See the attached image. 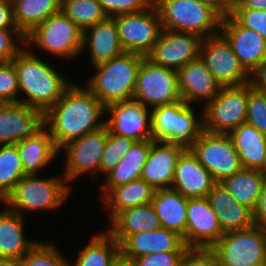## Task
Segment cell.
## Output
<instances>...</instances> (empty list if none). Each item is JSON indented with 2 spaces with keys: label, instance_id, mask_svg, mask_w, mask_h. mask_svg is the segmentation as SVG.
<instances>
[{
  "label": "cell",
  "instance_id": "obj_1",
  "mask_svg": "<svg viewBox=\"0 0 266 266\" xmlns=\"http://www.w3.org/2000/svg\"><path fill=\"white\" fill-rule=\"evenodd\" d=\"M106 107L85 86L70 84L45 113V126L58 150L65 144L105 126Z\"/></svg>",
  "mask_w": 266,
  "mask_h": 266
},
{
  "label": "cell",
  "instance_id": "obj_29",
  "mask_svg": "<svg viewBox=\"0 0 266 266\" xmlns=\"http://www.w3.org/2000/svg\"><path fill=\"white\" fill-rule=\"evenodd\" d=\"M155 191L141 178L113 187L101 199L109 210V222L125 209L151 204Z\"/></svg>",
  "mask_w": 266,
  "mask_h": 266
},
{
  "label": "cell",
  "instance_id": "obj_49",
  "mask_svg": "<svg viewBox=\"0 0 266 266\" xmlns=\"http://www.w3.org/2000/svg\"><path fill=\"white\" fill-rule=\"evenodd\" d=\"M249 83L253 89L266 93V60L250 74Z\"/></svg>",
  "mask_w": 266,
  "mask_h": 266
},
{
  "label": "cell",
  "instance_id": "obj_27",
  "mask_svg": "<svg viewBox=\"0 0 266 266\" xmlns=\"http://www.w3.org/2000/svg\"><path fill=\"white\" fill-rule=\"evenodd\" d=\"M153 139L135 141L119 163L105 175L104 184L100 187L102 199L113 187L139 179L146 163Z\"/></svg>",
  "mask_w": 266,
  "mask_h": 266
},
{
  "label": "cell",
  "instance_id": "obj_23",
  "mask_svg": "<svg viewBox=\"0 0 266 266\" xmlns=\"http://www.w3.org/2000/svg\"><path fill=\"white\" fill-rule=\"evenodd\" d=\"M177 76L181 99L188 104L200 103L201 101L206 104L221 89V85L215 80L200 57L179 69Z\"/></svg>",
  "mask_w": 266,
  "mask_h": 266
},
{
  "label": "cell",
  "instance_id": "obj_19",
  "mask_svg": "<svg viewBox=\"0 0 266 266\" xmlns=\"http://www.w3.org/2000/svg\"><path fill=\"white\" fill-rule=\"evenodd\" d=\"M223 235L207 197L188 198L185 244L188 248H211Z\"/></svg>",
  "mask_w": 266,
  "mask_h": 266
},
{
  "label": "cell",
  "instance_id": "obj_46",
  "mask_svg": "<svg viewBox=\"0 0 266 266\" xmlns=\"http://www.w3.org/2000/svg\"><path fill=\"white\" fill-rule=\"evenodd\" d=\"M121 156L115 150H109V131L107 128V143L101 157L99 173L104 176L119 163Z\"/></svg>",
  "mask_w": 266,
  "mask_h": 266
},
{
  "label": "cell",
  "instance_id": "obj_51",
  "mask_svg": "<svg viewBox=\"0 0 266 266\" xmlns=\"http://www.w3.org/2000/svg\"><path fill=\"white\" fill-rule=\"evenodd\" d=\"M201 1L212 6L223 17L231 15L234 5L237 2V0H201Z\"/></svg>",
  "mask_w": 266,
  "mask_h": 266
},
{
  "label": "cell",
  "instance_id": "obj_10",
  "mask_svg": "<svg viewBox=\"0 0 266 266\" xmlns=\"http://www.w3.org/2000/svg\"><path fill=\"white\" fill-rule=\"evenodd\" d=\"M133 99L151 109L182 100L177 71L157 65L144 57L139 68Z\"/></svg>",
  "mask_w": 266,
  "mask_h": 266
},
{
  "label": "cell",
  "instance_id": "obj_35",
  "mask_svg": "<svg viewBox=\"0 0 266 266\" xmlns=\"http://www.w3.org/2000/svg\"><path fill=\"white\" fill-rule=\"evenodd\" d=\"M264 175L259 170L242 168L221 183L240 203L254 210L262 189Z\"/></svg>",
  "mask_w": 266,
  "mask_h": 266
},
{
  "label": "cell",
  "instance_id": "obj_4",
  "mask_svg": "<svg viewBox=\"0 0 266 266\" xmlns=\"http://www.w3.org/2000/svg\"><path fill=\"white\" fill-rule=\"evenodd\" d=\"M40 174L24 175L2 201L15 213L58 210L71 194V184L64 176L40 178Z\"/></svg>",
  "mask_w": 266,
  "mask_h": 266
},
{
  "label": "cell",
  "instance_id": "obj_42",
  "mask_svg": "<svg viewBox=\"0 0 266 266\" xmlns=\"http://www.w3.org/2000/svg\"><path fill=\"white\" fill-rule=\"evenodd\" d=\"M231 16L241 26L256 31L266 40V10L233 8Z\"/></svg>",
  "mask_w": 266,
  "mask_h": 266
},
{
  "label": "cell",
  "instance_id": "obj_44",
  "mask_svg": "<svg viewBox=\"0 0 266 266\" xmlns=\"http://www.w3.org/2000/svg\"><path fill=\"white\" fill-rule=\"evenodd\" d=\"M108 17L135 13L149 7L147 0H98Z\"/></svg>",
  "mask_w": 266,
  "mask_h": 266
},
{
  "label": "cell",
  "instance_id": "obj_40",
  "mask_svg": "<svg viewBox=\"0 0 266 266\" xmlns=\"http://www.w3.org/2000/svg\"><path fill=\"white\" fill-rule=\"evenodd\" d=\"M17 72L13 63L0 62V103L20 102Z\"/></svg>",
  "mask_w": 266,
  "mask_h": 266
},
{
  "label": "cell",
  "instance_id": "obj_31",
  "mask_svg": "<svg viewBox=\"0 0 266 266\" xmlns=\"http://www.w3.org/2000/svg\"><path fill=\"white\" fill-rule=\"evenodd\" d=\"M23 171L26 175L39 174L40 169L59 155L52 136L45 128L37 136L16 143Z\"/></svg>",
  "mask_w": 266,
  "mask_h": 266
},
{
  "label": "cell",
  "instance_id": "obj_26",
  "mask_svg": "<svg viewBox=\"0 0 266 266\" xmlns=\"http://www.w3.org/2000/svg\"><path fill=\"white\" fill-rule=\"evenodd\" d=\"M110 222L107 232L120 245L132 234L152 231L161 227L159 217L152 204L125 209Z\"/></svg>",
  "mask_w": 266,
  "mask_h": 266
},
{
  "label": "cell",
  "instance_id": "obj_13",
  "mask_svg": "<svg viewBox=\"0 0 266 266\" xmlns=\"http://www.w3.org/2000/svg\"><path fill=\"white\" fill-rule=\"evenodd\" d=\"M107 143L106 125L75 139L59 149L65 151L63 176L66 182L83 174L99 173L100 161Z\"/></svg>",
  "mask_w": 266,
  "mask_h": 266
},
{
  "label": "cell",
  "instance_id": "obj_16",
  "mask_svg": "<svg viewBox=\"0 0 266 266\" xmlns=\"http://www.w3.org/2000/svg\"><path fill=\"white\" fill-rule=\"evenodd\" d=\"M202 40L195 34L162 29L158 41L146 57L157 65L178 71L200 57Z\"/></svg>",
  "mask_w": 266,
  "mask_h": 266
},
{
  "label": "cell",
  "instance_id": "obj_25",
  "mask_svg": "<svg viewBox=\"0 0 266 266\" xmlns=\"http://www.w3.org/2000/svg\"><path fill=\"white\" fill-rule=\"evenodd\" d=\"M85 50L89 51V60L94 67L125 52L113 17H107L83 31L82 52Z\"/></svg>",
  "mask_w": 266,
  "mask_h": 266
},
{
  "label": "cell",
  "instance_id": "obj_43",
  "mask_svg": "<svg viewBox=\"0 0 266 266\" xmlns=\"http://www.w3.org/2000/svg\"><path fill=\"white\" fill-rule=\"evenodd\" d=\"M185 252H159L134 258L127 266H179Z\"/></svg>",
  "mask_w": 266,
  "mask_h": 266
},
{
  "label": "cell",
  "instance_id": "obj_32",
  "mask_svg": "<svg viewBox=\"0 0 266 266\" xmlns=\"http://www.w3.org/2000/svg\"><path fill=\"white\" fill-rule=\"evenodd\" d=\"M229 135L233 140L243 168L259 170L266 149V134L245 122Z\"/></svg>",
  "mask_w": 266,
  "mask_h": 266
},
{
  "label": "cell",
  "instance_id": "obj_18",
  "mask_svg": "<svg viewBox=\"0 0 266 266\" xmlns=\"http://www.w3.org/2000/svg\"><path fill=\"white\" fill-rule=\"evenodd\" d=\"M220 34L249 74L266 60V40L256 31L241 26L231 15L222 18Z\"/></svg>",
  "mask_w": 266,
  "mask_h": 266
},
{
  "label": "cell",
  "instance_id": "obj_28",
  "mask_svg": "<svg viewBox=\"0 0 266 266\" xmlns=\"http://www.w3.org/2000/svg\"><path fill=\"white\" fill-rule=\"evenodd\" d=\"M151 204L161 227L178 233L185 243L188 198L172 188L158 189Z\"/></svg>",
  "mask_w": 266,
  "mask_h": 266
},
{
  "label": "cell",
  "instance_id": "obj_5",
  "mask_svg": "<svg viewBox=\"0 0 266 266\" xmlns=\"http://www.w3.org/2000/svg\"><path fill=\"white\" fill-rule=\"evenodd\" d=\"M162 29L207 38L220 34L223 16L201 0H165L156 7Z\"/></svg>",
  "mask_w": 266,
  "mask_h": 266
},
{
  "label": "cell",
  "instance_id": "obj_15",
  "mask_svg": "<svg viewBox=\"0 0 266 266\" xmlns=\"http://www.w3.org/2000/svg\"><path fill=\"white\" fill-rule=\"evenodd\" d=\"M139 101L130 99L109 104L106 107L105 125L108 131L134 141L153 139L151 111Z\"/></svg>",
  "mask_w": 266,
  "mask_h": 266
},
{
  "label": "cell",
  "instance_id": "obj_3",
  "mask_svg": "<svg viewBox=\"0 0 266 266\" xmlns=\"http://www.w3.org/2000/svg\"><path fill=\"white\" fill-rule=\"evenodd\" d=\"M145 56L137 53L123 54L95 66V74L86 82V87L100 102L109 104L133 99L140 65Z\"/></svg>",
  "mask_w": 266,
  "mask_h": 266
},
{
  "label": "cell",
  "instance_id": "obj_50",
  "mask_svg": "<svg viewBox=\"0 0 266 266\" xmlns=\"http://www.w3.org/2000/svg\"><path fill=\"white\" fill-rule=\"evenodd\" d=\"M17 28L13 19L11 0H0V29Z\"/></svg>",
  "mask_w": 266,
  "mask_h": 266
},
{
  "label": "cell",
  "instance_id": "obj_8",
  "mask_svg": "<svg viewBox=\"0 0 266 266\" xmlns=\"http://www.w3.org/2000/svg\"><path fill=\"white\" fill-rule=\"evenodd\" d=\"M211 249L219 266H266V228L254 225L225 233Z\"/></svg>",
  "mask_w": 266,
  "mask_h": 266
},
{
  "label": "cell",
  "instance_id": "obj_9",
  "mask_svg": "<svg viewBox=\"0 0 266 266\" xmlns=\"http://www.w3.org/2000/svg\"><path fill=\"white\" fill-rule=\"evenodd\" d=\"M248 83L221 87L219 93L203 105V130L216 134H230L246 122Z\"/></svg>",
  "mask_w": 266,
  "mask_h": 266
},
{
  "label": "cell",
  "instance_id": "obj_45",
  "mask_svg": "<svg viewBox=\"0 0 266 266\" xmlns=\"http://www.w3.org/2000/svg\"><path fill=\"white\" fill-rule=\"evenodd\" d=\"M179 266H219V260L211 248H188Z\"/></svg>",
  "mask_w": 266,
  "mask_h": 266
},
{
  "label": "cell",
  "instance_id": "obj_52",
  "mask_svg": "<svg viewBox=\"0 0 266 266\" xmlns=\"http://www.w3.org/2000/svg\"><path fill=\"white\" fill-rule=\"evenodd\" d=\"M234 8H251L255 10H266V0H237Z\"/></svg>",
  "mask_w": 266,
  "mask_h": 266
},
{
  "label": "cell",
  "instance_id": "obj_20",
  "mask_svg": "<svg viewBox=\"0 0 266 266\" xmlns=\"http://www.w3.org/2000/svg\"><path fill=\"white\" fill-rule=\"evenodd\" d=\"M183 237L178 233L159 227L152 231L130 235L121 245V264L127 266L134 258L159 252H186Z\"/></svg>",
  "mask_w": 266,
  "mask_h": 266
},
{
  "label": "cell",
  "instance_id": "obj_21",
  "mask_svg": "<svg viewBox=\"0 0 266 266\" xmlns=\"http://www.w3.org/2000/svg\"><path fill=\"white\" fill-rule=\"evenodd\" d=\"M185 149L180 144L154 140L140 178L155 190L171 188L178 158Z\"/></svg>",
  "mask_w": 266,
  "mask_h": 266
},
{
  "label": "cell",
  "instance_id": "obj_33",
  "mask_svg": "<svg viewBox=\"0 0 266 266\" xmlns=\"http://www.w3.org/2000/svg\"><path fill=\"white\" fill-rule=\"evenodd\" d=\"M69 266H122L120 244L106 231L97 232Z\"/></svg>",
  "mask_w": 266,
  "mask_h": 266
},
{
  "label": "cell",
  "instance_id": "obj_48",
  "mask_svg": "<svg viewBox=\"0 0 266 266\" xmlns=\"http://www.w3.org/2000/svg\"><path fill=\"white\" fill-rule=\"evenodd\" d=\"M134 142L131 138L109 132V150H115L121 157L125 156Z\"/></svg>",
  "mask_w": 266,
  "mask_h": 266
},
{
  "label": "cell",
  "instance_id": "obj_34",
  "mask_svg": "<svg viewBox=\"0 0 266 266\" xmlns=\"http://www.w3.org/2000/svg\"><path fill=\"white\" fill-rule=\"evenodd\" d=\"M16 27L26 36L50 15L61 10V0H11Z\"/></svg>",
  "mask_w": 266,
  "mask_h": 266
},
{
  "label": "cell",
  "instance_id": "obj_11",
  "mask_svg": "<svg viewBox=\"0 0 266 266\" xmlns=\"http://www.w3.org/2000/svg\"><path fill=\"white\" fill-rule=\"evenodd\" d=\"M189 148L216 182H222L243 168L229 134L203 131Z\"/></svg>",
  "mask_w": 266,
  "mask_h": 266
},
{
  "label": "cell",
  "instance_id": "obj_14",
  "mask_svg": "<svg viewBox=\"0 0 266 266\" xmlns=\"http://www.w3.org/2000/svg\"><path fill=\"white\" fill-rule=\"evenodd\" d=\"M200 58L221 87L240 86L250 81V74L221 34L202 40Z\"/></svg>",
  "mask_w": 266,
  "mask_h": 266
},
{
  "label": "cell",
  "instance_id": "obj_12",
  "mask_svg": "<svg viewBox=\"0 0 266 266\" xmlns=\"http://www.w3.org/2000/svg\"><path fill=\"white\" fill-rule=\"evenodd\" d=\"M113 18L124 51L146 57L152 51L162 31L157 9L149 6L145 10L118 14Z\"/></svg>",
  "mask_w": 266,
  "mask_h": 266
},
{
  "label": "cell",
  "instance_id": "obj_38",
  "mask_svg": "<svg viewBox=\"0 0 266 266\" xmlns=\"http://www.w3.org/2000/svg\"><path fill=\"white\" fill-rule=\"evenodd\" d=\"M50 242H37L22 258V266H69L70 260Z\"/></svg>",
  "mask_w": 266,
  "mask_h": 266
},
{
  "label": "cell",
  "instance_id": "obj_54",
  "mask_svg": "<svg viewBox=\"0 0 266 266\" xmlns=\"http://www.w3.org/2000/svg\"><path fill=\"white\" fill-rule=\"evenodd\" d=\"M259 171L264 175V177H266V149L264 152V158L262 161V165H261V168L259 169Z\"/></svg>",
  "mask_w": 266,
  "mask_h": 266
},
{
  "label": "cell",
  "instance_id": "obj_24",
  "mask_svg": "<svg viewBox=\"0 0 266 266\" xmlns=\"http://www.w3.org/2000/svg\"><path fill=\"white\" fill-rule=\"evenodd\" d=\"M223 234L244 230L255 225L253 210L240 204L221 182L207 196Z\"/></svg>",
  "mask_w": 266,
  "mask_h": 266
},
{
  "label": "cell",
  "instance_id": "obj_36",
  "mask_svg": "<svg viewBox=\"0 0 266 266\" xmlns=\"http://www.w3.org/2000/svg\"><path fill=\"white\" fill-rule=\"evenodd\" d=\"M61 11L82 31L108 17L98 0H61Z\"/></svg>",
  "mask_w": 266,
  "mask_h": 266
},
{
  "label": "cell",
  "instance_id": "obj_53",
  "mask_svg": "<svg viewBox=\"0 0 266 266\" xmlns=\"http://www.w3.org/2000/svg\"><path fill=\"white\" fill-rule=\"evenodd\" d=\"M0 266H22L21 258H0Z\"/></svg>",
  "mask_w": 266,
  "mask_h": 266
},
{
  "label": "cell",
  "instance_id": "obj_37",
  "mask_svg": "<svg viewBox=\"0 0 266 266\" xmlns=\"http://www.w3.org/2000/svg\"><path fill=\"white\" fill-rule=\"evenodd\" d=\"M26 175L23 171L16 144L0 145V202Z\"/></svg>",
  "mask_w": 266,
  "mask_h": 266
},
{
  "label": "cell",
  "instance_id": "obj_17",
  "mask_svg": "<svg viewBox=\"0 0 266 266\" xmlns=\"http://www.w3.org/2000/svg\"><path fill=\"white\" fill-rule=\"evenodd\" d=\"M45 128V112L22 102L0 103V145L35 137Z\"/></svg>",
  "mask_w": 266,
  "mask_h": 266
},
{
  "label": "cell",
  "instance_id": "obj_2",
  "mask_svg": "<svg viewBox=\"0 0 266 266\" xmlns=\"http://www.w3.org/2000/svg\"><path fill=\"white\" fill-rule=\"evenodd\" d=\"M34 54L25 46L11 62L17 72L19 91L25 95L20 102L46 113L62 97L71 82Z\"/></svg>",
  "mask_w": 266,
  "mask_h": 266
},
{
  "label": "cell",
  "instance_id": "obj_39",
  "mask_svg": "<svg viewBox=\"0 0 266 266\" xmlns=\"http://www.w3.org/2000/svg\"><path fill=\"white\" fill-rule=\"evenodd\" d=\"M246 122L266 134V93L259 92L248 83Z\"/></svg>",
  "mask_w": 266,
  "mask_h": 266
},
{
  "label": "cell",
  "instance_id": "obj_30",
  "mask_svg": "<svg viewBox=\"0 0 266 266\" xmlns=\"http://www.w3.org/2000/svg\"><path fill=\"white\" fill-rule=\"evenodd\" d=\"M23 217L5 206L0 212V258H22L38 242L26 240Z\"/></svg>",
  "mask_w": 266,
  "mask_h": 266
},
{
  "label": "cell",
  "instance_id": "obj_55",
  "mask_svg": "<svg viewBox=\"0 0 266 266\" xmlns=\"http://www.w3.org/2000/svg\"><path fill=\"white\" fill-rule=\"evenodd\" d=\"M165 0H147V3L150 7L156 8L159 4H161Z\"/></svg>",
  "mask_w": 266,
  "mask_h": 266
},
{
  "label": "cell",
  "instance_id": "obj_41",
  "mask_svg": "<svg viewBox=\"0 0 266 266\" xmlns=\"http://www.w3.org/2000/svg\"><path fill=\"white\" fill-rule=\"evenodd\" d=\"M25 40L18 28L0 29V62H10L16 57L25 48Z\"/></svg>",
  "mask_w": 266,
  "mask_h": 266
},
{
  "label": "cell",
  "instance_id": "obj_7",
  "mask_svg": "<svg viewBox=\"0 0 266 266\" xmlns=\"http://www.w3.org/2000/svg\"><path fill=\"white\" fill-rule=\"evenodd\" d=\"M83 31L61 10L25 36L26 47L37 46L48 55L73 59L82 54Z\"/></svg>",
  "mask_w": 266,
  "mask_h": 266
},
{
  "label": "cell",
  "instance_id": "obj_6",
  "mask_svg": "<svg viewBox=\"0 0 266 266\" xmlns=\"http://www.w3.org/2000/svg\"><path fill=\"white\" fill-rule=\"evenodd\" d=\"M191 105L180 100L150 109L153 140L189 148L204 131L203 115H195Z\"/></svg>",
  "mask_w": 266,
  "mask_h": 266
},
{
  "label": "cell",
  "instance_id": "obj_47",
  "mask_svg": "<svg viewBox=\"0 0 266 266\" xmlns=\"http://www.w3.org/2000/svg\"><path fill=\"white\" fill-rule=\"evenodd\" d=\"M253 218L256 226L266 228V177L263 179L262 189L253 210Z\"/></svg>",
  "mask_w": 266,
  "mask_h": 266
},
{
  "label": "cell",
  "instance_id": "obj_22",
  "mask_svg": "<svg viewBox=\"0 0 266 266\" xmlns=\"http://www.w3.org/2000/svg\"><path fill=\"white\" fill-rule=\"evenodd\" d=\"M216 183L192 150L186 148L178 158L171 188L186 198H203L208 196Z\"/></svg>",
  "mask_w": 266,
  "mask_h": 266
}]
</instances>
